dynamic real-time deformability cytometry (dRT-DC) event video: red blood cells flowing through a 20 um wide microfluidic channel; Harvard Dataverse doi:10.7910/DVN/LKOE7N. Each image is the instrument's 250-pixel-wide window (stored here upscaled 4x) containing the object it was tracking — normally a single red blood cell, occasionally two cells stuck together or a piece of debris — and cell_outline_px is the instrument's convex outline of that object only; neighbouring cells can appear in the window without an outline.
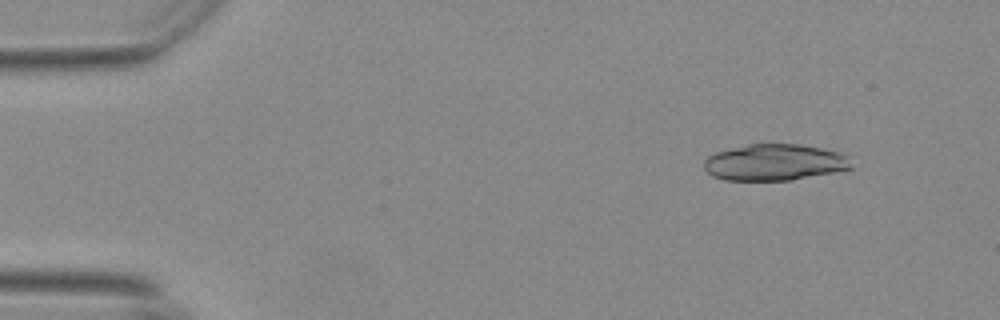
{"species": "Egyptian fruit bat (a non-hibernating species)", "species_latin": "Rousettus aegyptiacus", "temperature_condition": "warm", "stored_images_in_passage": 18, "camera_frame_rate_fps": 3000, "um_per_image_px": 0.085, "animal": {"sex": "female"}, "frame": {"image": 1, "passage_image": 6, "time_ms": 1.667, "image_size_px": [1000, 320], "cell_outline_px": [[852, 168], [792, 180], [724, 180], [712, 176], [704, 168], [704, 160], [708, 156], [716, 152], [748, 144], [800, 144], [820, 148], [836, 152], [844, 156]], "centroid_in_image_um": [65.75, 13.8], "position_along_channel_um": 19.2, "area_um2": 30.75}}